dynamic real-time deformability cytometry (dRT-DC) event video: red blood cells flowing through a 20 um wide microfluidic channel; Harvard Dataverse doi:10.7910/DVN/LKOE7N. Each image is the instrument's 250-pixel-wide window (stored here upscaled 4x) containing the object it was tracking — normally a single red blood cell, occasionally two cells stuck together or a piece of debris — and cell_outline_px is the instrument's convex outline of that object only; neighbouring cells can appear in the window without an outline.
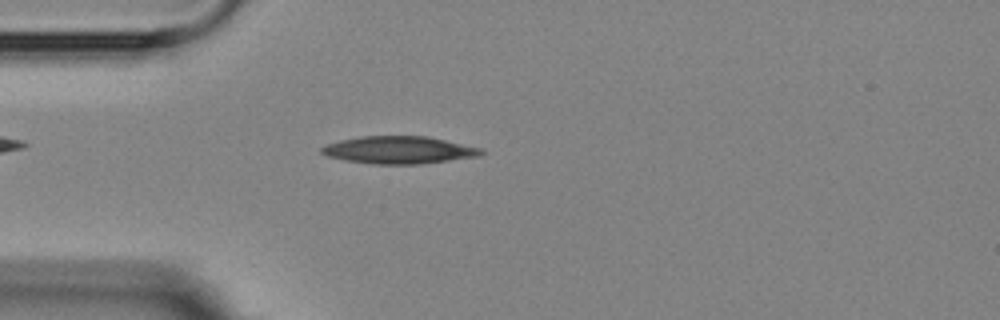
{"species": "Egyptian fruit bat (a non-hibernating species)", "species_latin": "Rousettus aegyptiacus", "temperature_condition": "room temperature", "stored_images_in_passage": 3, "camera_frame_rate_fps": 3000, "um_per_image_px": 0.085, "animal": {"sex": "female"}, "frame": {"image": 1, "passage_image": 3, "time_ms": 2.333, "image_size_px": [1000, 320], "cell_outline_px": [[484, 152], [480, 156], [420, 164], [372, 164], [344, 160], [328, 156], [320, 152], [320, 148], [328, 144], [340, 140], [360, 136], [428, 136], [484, 148]], "centroid_in_image_um": [33.94, 12.75], "position_along_channel_um": 51.1, "area_um2": 25.66}}